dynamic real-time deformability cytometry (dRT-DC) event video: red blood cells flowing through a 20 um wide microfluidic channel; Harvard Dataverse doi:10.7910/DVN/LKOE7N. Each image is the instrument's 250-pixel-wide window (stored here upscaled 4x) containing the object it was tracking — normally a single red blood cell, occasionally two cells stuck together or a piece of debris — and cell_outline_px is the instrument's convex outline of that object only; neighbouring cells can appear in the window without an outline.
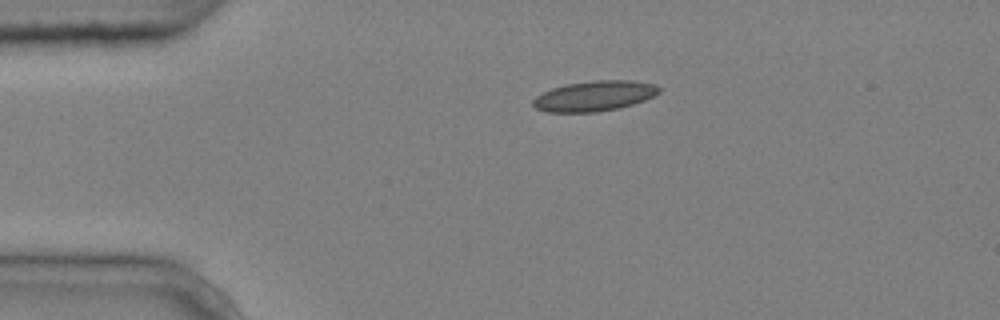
{"species": "common noctule bat (a hibernating species)", "species_latin": "Nyctalus noctula", "temperature_condition": "cold", "stored_images_in_passage": 2, "camera_frame_rate_fps": 3000, "um_per_image_px": 0.085, "animal": {"sex": "male", "body_mass_g": 20.4}, "frame": {"image": 1, "passage_image": 1, "time_ms": 0.0, "image_size_px": [1000, 320], "cell_outline_px": [[660, 92], [644, 100], [620, 108], [596, 112], [548, 112], [536, 108], [532, 104], [532, 100], [536, 96], [552, 88], [568, 84], [592, 80], [628, 80], [656, 84], [660, 88]], "centroid_in_image_um": [50.52, 8.16], "position_along_channel_um": 34.5, "area_um2": 22.14}}